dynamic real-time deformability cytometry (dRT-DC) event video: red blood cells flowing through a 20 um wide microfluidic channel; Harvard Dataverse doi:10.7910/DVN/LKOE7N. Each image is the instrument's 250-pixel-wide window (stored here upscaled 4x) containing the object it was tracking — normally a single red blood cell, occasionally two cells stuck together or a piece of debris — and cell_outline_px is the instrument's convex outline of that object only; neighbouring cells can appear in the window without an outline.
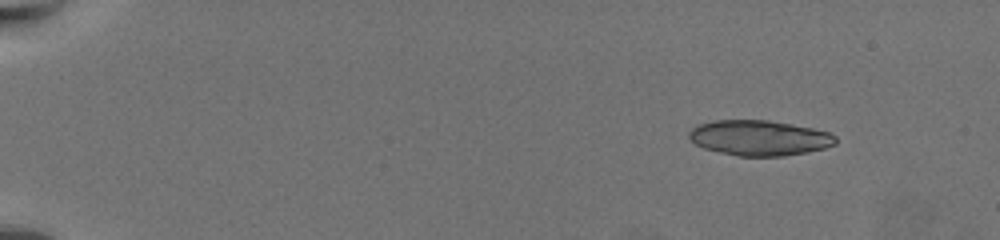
{"species": "common noctule bat (a hibernating species)", "species_latin": "Nyctalus noctula", "temperature_condition": "warm", "stored_images_in_passage": 56, "camera_frame_rate_fps": 3000, "um_per_image_px": 0.085, "animal": {"sex": "female", "body_mass_g": 19.5, "forearm_length_mm": 54.1}, "frame": {"image": 1, "passage_image": 1, "time_ms": 0.0, "image_size_px": [1000, 240], "cell_outline_px": [[836, 144], [824, 148], [808, 152], [784, 156], [736, 156], [704, 148], [696, 144], [688, 136], [688, 132], [692, 128], [700, 124], [712, 120], [768, 120], [792, 124], [812, 128], [828, 132], [836, 136]], "centroid_in_image_um": [64.55, 11.72], "position_along_channel_um": 20.5, "area_um2": 30.17}}
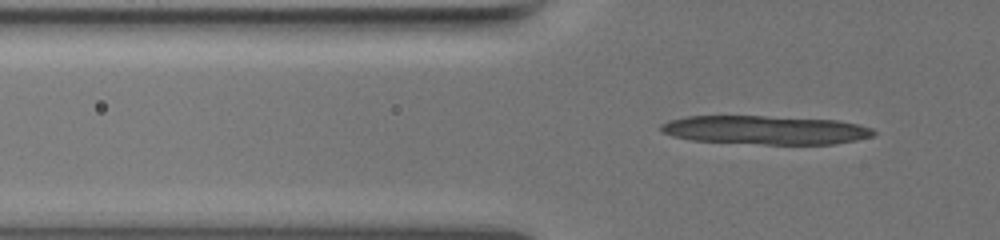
{"frame": {"image": 2, "passage_image": 16, "time_ms": 5.0, "image_size_px": [1000, 240], "cell_outline_px": [[876, 132], [872, 136], [856, 140], [832, 144], [764, 144], [692, 140], [672, 136], [664, 132], [660, 128], [660, 124], [668, 120], [688, 116], [764, 116], [836, 120], [856, 124], [872, 128]], "centroid_in_image_um": [65.04, 11.05], "position_along_channel_um": 60.8, "area_um2": 35.37}, "authors_computed_cell_mechanics": {"area_um2": 25.6632, "velocity_mm_per_s": 3.4667, "shape_relaxation_time_tau1_ms": 8.0659, "shape_relaxation_time_tau2_ms": 2.2031, "deformation_change_tau1": 0.2327, "deformation_change_tau2": 0.0851}}